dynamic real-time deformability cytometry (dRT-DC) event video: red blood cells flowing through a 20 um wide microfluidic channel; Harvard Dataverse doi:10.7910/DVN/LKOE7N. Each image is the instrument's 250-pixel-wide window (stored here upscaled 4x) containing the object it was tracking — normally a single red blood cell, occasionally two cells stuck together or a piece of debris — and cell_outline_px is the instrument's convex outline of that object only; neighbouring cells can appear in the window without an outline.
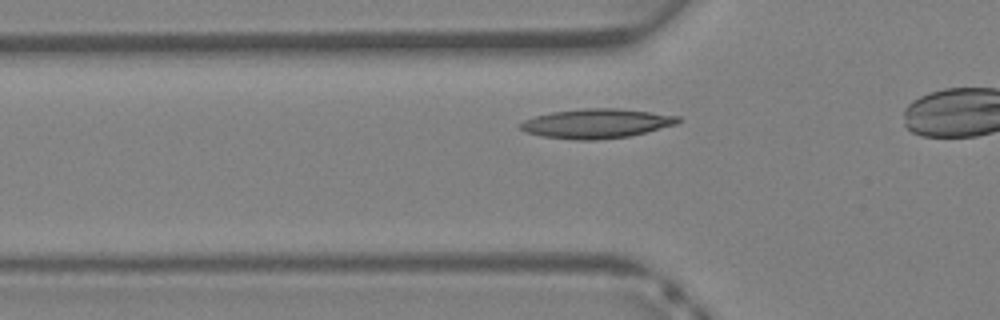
{"species": "Egyptian fruit bat (a non-hibernating species)", "species_latin": "Rousettus aegyptiacus", "temperature_condition": "warm", "stored_images_in_passage": 8, "camera_frame_rate_fps": 3000, "um_per_image_px": 0.085, "animal": {"sex": "female"}, "frame": {"image": 1, "passage_image": 4, "time_ms": 1.0, "image_size_px": [1000, 320], "cell_outline_px": [[680, 120], [676, 124], [628, 136], [596, 140], [576, 140], [540, 136], [524, 132], [516, 124], [524, 120], [536, 116], [552, 112], [584, 108], [620, 108], [680, 116]], "centroid_in_image_um": [50.64, 10.5], "position_along_channel_um": 75.2, "area_um2": 26.99}}
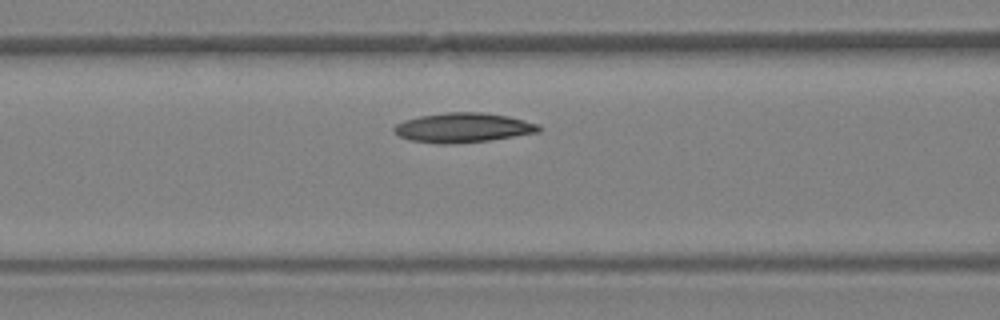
{"frame": {"image": 2, "passage_image": 7, "time_ms": 2.0, "image_size_px": [1000, 320], "cell_outline_px": [[540, 132], [488, 140], [452, 144], [436, 144], [408, 140], [400, 136], [392, 128], [396, 124], [404, 120], [420, 116], [444, 112], [484, 112], [508, 116], [540, 124]], "centroid_in_image_um": [39.35, 10.85], "position_along_channel_um": 127.3, "area_um2": 25.03}}